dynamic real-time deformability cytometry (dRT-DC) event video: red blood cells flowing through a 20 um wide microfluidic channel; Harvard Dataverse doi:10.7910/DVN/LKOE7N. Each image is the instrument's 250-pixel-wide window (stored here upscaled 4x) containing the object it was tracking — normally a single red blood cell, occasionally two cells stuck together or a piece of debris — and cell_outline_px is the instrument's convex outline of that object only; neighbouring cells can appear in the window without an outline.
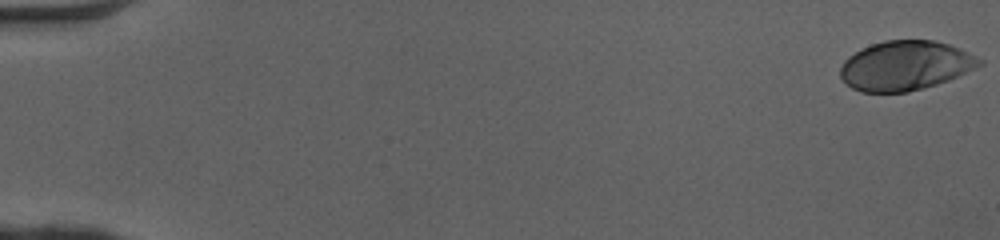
{"species": "human", "species_latin": "Homo sapiens", "temperature_condition": "cold", "stored_images_in_passage": 51, "camera_frame_rate_fps": 3000, "um_per_image_px": 0.085, "donor": {"sex": "female"}, "frame": {"image": 1, "passage_image": 1, "time_ms": 0.0, "image_size_px": [1000, 240], "cell_outline_px": [[984, 64], [976, 68], [948, 80], [936, 84], [908, 92], [860, 92], [852, 88], [840, 76], [840, 68], [844, 60], [848, 56], [872, 44], [884, 40], [936, 40], [960, 48], [984, 60]], "centroid_in_image_um": [76.97, 5.57], "position_along_channel_um": 8.0, "area_um2": 40.06}}
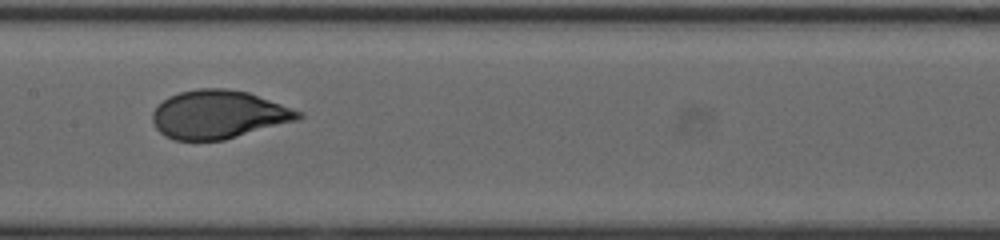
{"frame": {"image": 2, "passage_image": 27, "time_ms": 8.667, "image_size_px": [1000, 240], "cell_outline_px": [[304, 116], [300, 120], [224, 140], [176, 140], [164, 136], [156, 128], [152, 120], [152, 112], [168, 96], [180, 92], [196, 88], [228, 88], [248, 92], [304, 112]], "centroid_in_image_um": [18.61, 9.73], "position_along_channel_um": 188.8, "area_um2": 41.33}}
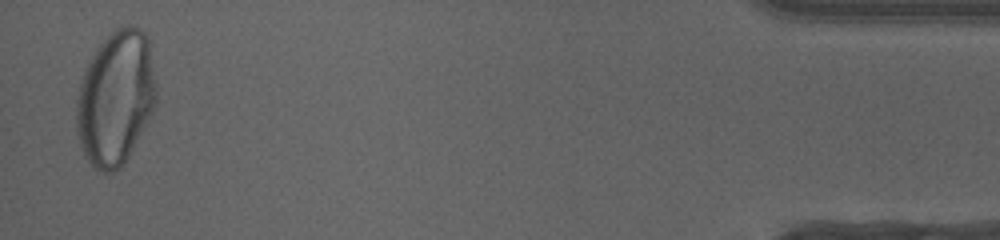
{"frame": {"image": 3, "passage_image": 50, "time_ms": 16.333, "image_size_px": [1000, 240], "cell_outline_px": [[156, 108], [124, 164], [120, 168], [112, 172], [104, 172], [96, 168], [88, 160], [80, 144], [76, 132], [76, 100], [80, 84], [84, 72], [96, 48], [116, 28], [124, 24], [132, 24], [140, 28], [148, 36], [156, 84]], "centroid_in_image_um": [9.86, 8.32], "position_along_channel_um": 425.3, "area_um2": 62.77}, "authors_computed_cell_mechanics": {"area_um2": 40.749, "velocity_mm_per_s": 4.1021, "shape_relaxation_time_tau1_ms": 5.0393, "shape_relaxation_time_tau2_ms": null, "deformation_change_tau1": 0.2429, "deformation_change_tau2": null}}